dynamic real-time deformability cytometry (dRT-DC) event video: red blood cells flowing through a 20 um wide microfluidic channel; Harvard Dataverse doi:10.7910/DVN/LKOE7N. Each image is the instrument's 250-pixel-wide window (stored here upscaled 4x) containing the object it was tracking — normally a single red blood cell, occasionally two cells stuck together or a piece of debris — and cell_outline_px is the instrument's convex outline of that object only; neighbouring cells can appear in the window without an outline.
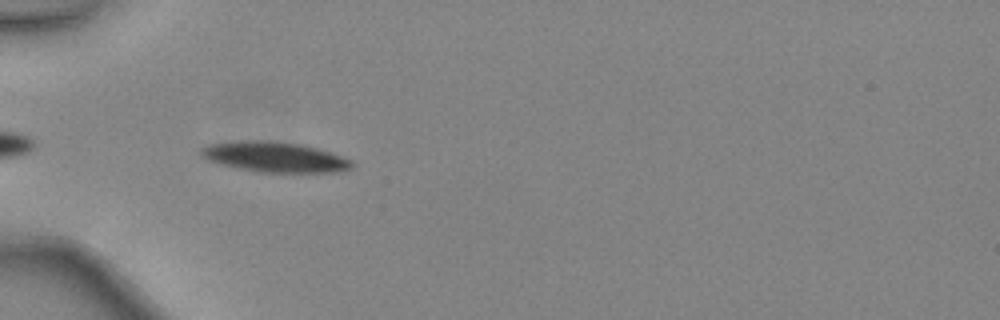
{"species": "common noctule bat (a hibernating species)", "species_latin": "Nyctalus noctula", "temperature_condition": "warm", "stored_images_in_passage": 22, "camera_frame_rate_fps": 3000, "um_per_image_px": 0.085, "animal": {"sex": "female", "body_mass_g": 24.6, "forearm_length_mm": 56.2}, "frame": {"image": 1, "passage_image": 2, "time_ms": 0.333, "image_size_px": [1000, 320], "cell_outline_px": [[352, 168], [336, 172], [256, 172], [220, 164], [208, 160], [200, 152], [200, 148], [204, 144], [252, 140], [264, 140], [304, 144], [352, 160]], "centroid_in_image_um": [23.32, 13.34], "position_along_channel_um": 61.7, "area_um2": 26.47}}
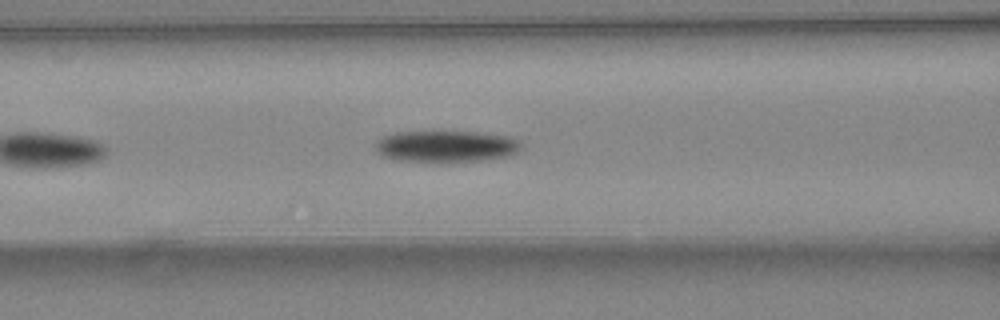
{"frame": {"image": 2, "passage_image": 7, "time_ms": 2.0, "image_size_px": [1000, 320], "cell_outline_px": [[520, 148], [516, 152], [508, 156], [484, 160], [440, 164], [436, 164], [396, 160], [380, 156], [376, 152], [376, 140], [384, 136], [396, 132], [476, 132], [508, 136], [520, 140]], "centroid_in_image_um": [37.87, 12.48], "position_along_channel_um": 128.7, "area_um2": 27.57}}
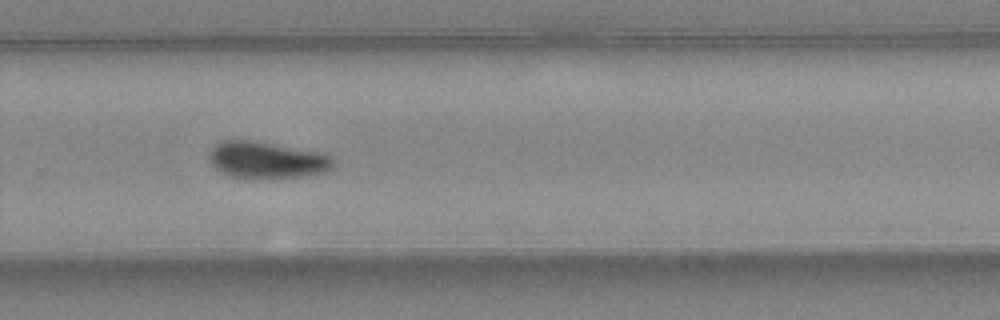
{"frame": {"image": 3, "passage_image": 19, "time_ms": 6.0, "image_size_px": [1000, 320], "cell_outline_px": [[336, 164], [332, 168], [324, 172], [304, 176], [272, 180], [252, 180], [232, 176], [216, 168], [212, 164], [208, 156], [212, 148], [216, 144], [224, 140], [252, 140], [320, 152], [332, 156]], "centroid_in_image_um": [22.72, 13.63], "position_along_channel_um": 307.1, "area_um2": 27.11}}